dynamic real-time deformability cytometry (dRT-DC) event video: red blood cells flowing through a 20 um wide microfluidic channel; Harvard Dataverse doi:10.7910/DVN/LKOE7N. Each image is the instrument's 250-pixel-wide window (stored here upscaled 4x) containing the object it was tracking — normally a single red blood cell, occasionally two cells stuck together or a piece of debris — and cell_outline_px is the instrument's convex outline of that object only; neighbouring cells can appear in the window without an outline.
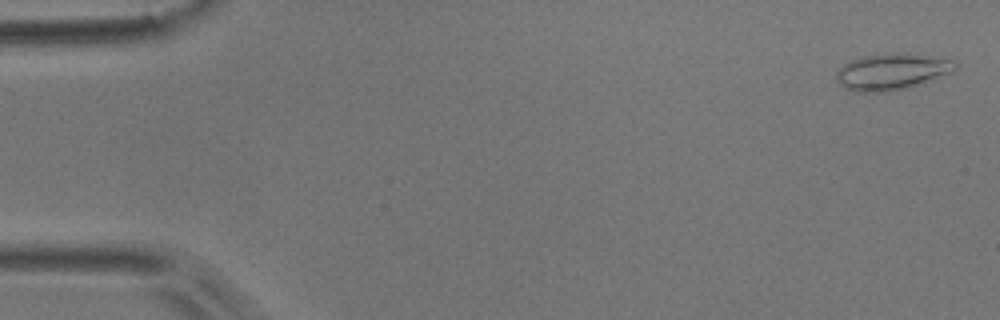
{"species": "common noctule bat (a hibernating species)", "species_latin": "Nyctalus noctula", "temperature_condition": "room temperature", "stored_images_in_passage": 54, "camera_frame_rate_fps": 3000, "um_per_image_px": 0.085, "animal": {"sex": "male", "body_mass_g": 17.9}, "frame": {"image": 1, "passage_image": 2, "time_ms": 0.333, "image_size_px": [1000, 320], "cell_outline_px": [[960, 64], [952, 72], [904, 88], [888, 92], [856, 92], [844, 88], [840, 84], [836, 76], [836, 72], [844, 64], [852, 60], [864, 56], [888, 52], [904, 52], [932, 56], [956, 60]], "centroid_in_image_um": [75.82, 6.06], "position_along_channel_um": 9.2, "area_um2": 25.26}}
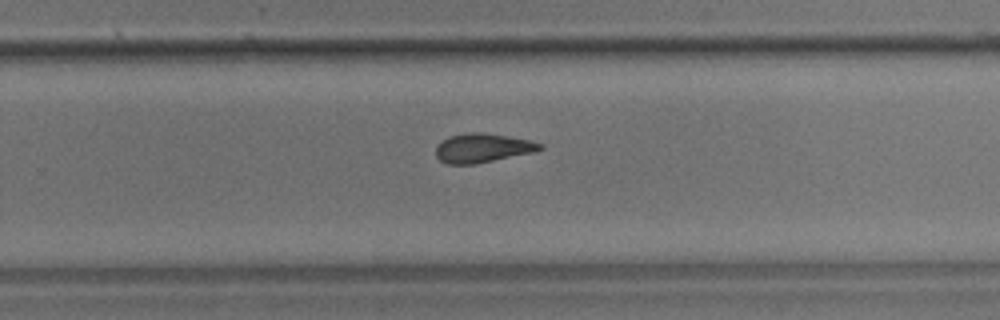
{"frame": {"image": 2, "passage_image": 35, "time_ms": 11.333, "image_size_px": [1000, 320], "cell_outline_px": [[544, 148], [536, 152], [476, 164], [448, 164], [440, 160], [436, 156], [436, 144], [448, 136], [468, 132], [480, 132], [508, 136], [528, 140], [544, 144]], "centroid_in_image_um": [41.02, 12.58], "position_along_channel_um": 288.8, "area_um2": 17.86}}
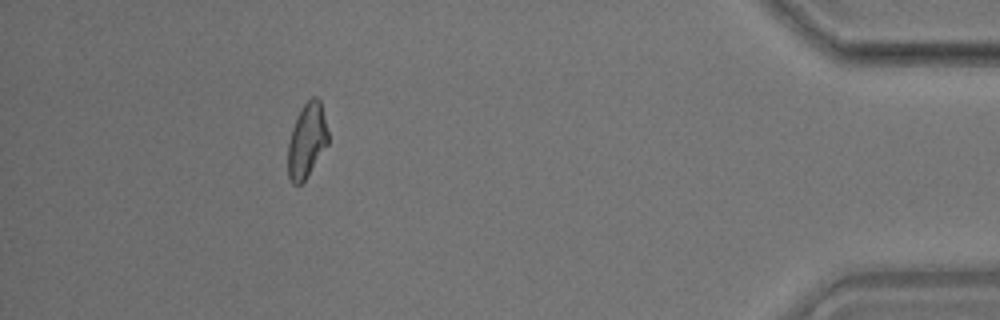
{"frame": {"image": 3, "passage_image": 49, "time_ms": 16.0, "image_size_px": [1000, 320], "cell_outline_px": [[328, 144], [308, 176], [300, 184], [292, 184], [288, 176], [288, 144], [292, 128], [304, 104], [312, 96], [316, 96], [320, 100], [328, 132]], "centroid_in_image_um": [26.09, 11.97], "position_along_channel_um": 409.1, "area_um2": 17.28}}